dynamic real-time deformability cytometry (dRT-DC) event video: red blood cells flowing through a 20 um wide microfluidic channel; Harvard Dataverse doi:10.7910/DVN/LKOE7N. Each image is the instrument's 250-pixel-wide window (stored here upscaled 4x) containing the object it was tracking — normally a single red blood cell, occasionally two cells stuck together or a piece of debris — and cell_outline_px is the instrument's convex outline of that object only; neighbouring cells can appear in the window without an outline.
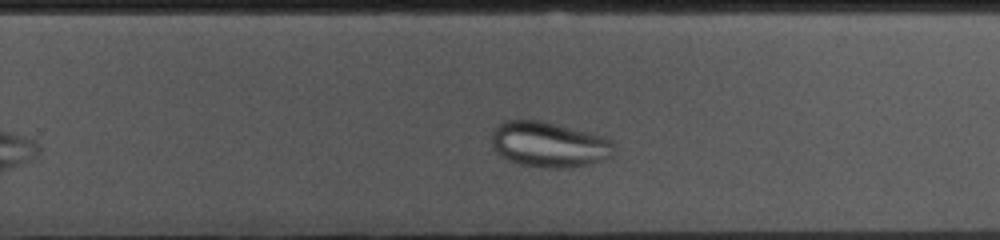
{"species": "common noctule bat (a hibernating species)", "species_latin": "Nyctalus noctula", "temperature_condition": "cold", "stored_images_in_passage": 34, "camera_frame_rate_fps": 3000, "um_per_image_px": 0.085, "animal": {"sex": "female", "body_mass_g": 10.0, "forearm_length_mm": 53.1}, "frame": {"image": 1, "passage_image": 25, "time_ms": 8.0, "image_size_px": [1000, 240], "cell_outline_px": [[616, 148], [612, 156], [604, 160], [588, 164], [560, 168], [544, 168], [520, 164], [508, 160], [496, 152], [492, 144], [492, 132], [504, 120], [544, 120], [604, 136], [612, 140]], "centroid_in_image_um": [46.7, 12.27], "position_along_channel_um": 283.1, "area_um2": 32.66}}